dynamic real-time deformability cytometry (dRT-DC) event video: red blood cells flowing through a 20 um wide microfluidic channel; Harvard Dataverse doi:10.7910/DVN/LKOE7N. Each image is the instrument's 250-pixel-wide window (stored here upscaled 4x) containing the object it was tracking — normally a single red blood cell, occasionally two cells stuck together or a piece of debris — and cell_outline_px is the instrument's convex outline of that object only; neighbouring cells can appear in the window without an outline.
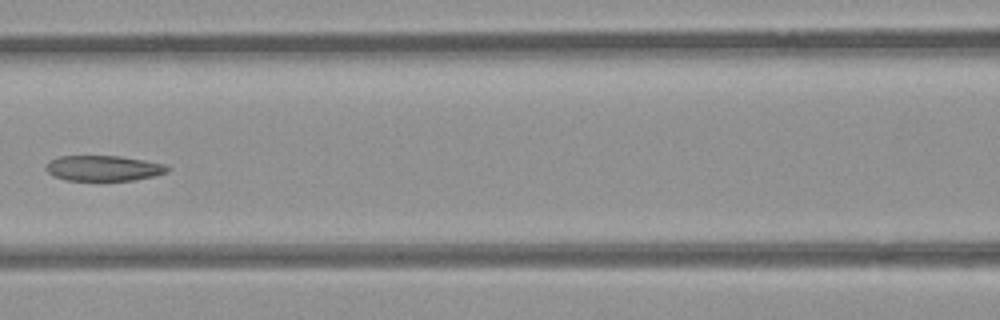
{"species": "common noctule bat (a hibernating species)", "species_latin": "Nyctalus noctula", "temperature_condition": "room temperature", "stored_images_in_passage": 5, "camera_frame_rate_fps": 3000, "um_per_image_px": 0.085, "animal": {"sex": "female", "body_mass_g": 21.9}, "frame": {"image": 1, "passage_image": 5, "time_ms": 4.333, "image_size_px": [1000, 320], "cell_outline_px": [[168, 172], [136, 180], [64, 180], [52, 176], [44, 168], [52, 160], [60, 156], [120, 156], [144, 160], [164, 164], [168, 168]], "centroid_in_image_um": [8.78, 14.3], "position_along_channel_um": 157.8, "area_um2": 17.86}}